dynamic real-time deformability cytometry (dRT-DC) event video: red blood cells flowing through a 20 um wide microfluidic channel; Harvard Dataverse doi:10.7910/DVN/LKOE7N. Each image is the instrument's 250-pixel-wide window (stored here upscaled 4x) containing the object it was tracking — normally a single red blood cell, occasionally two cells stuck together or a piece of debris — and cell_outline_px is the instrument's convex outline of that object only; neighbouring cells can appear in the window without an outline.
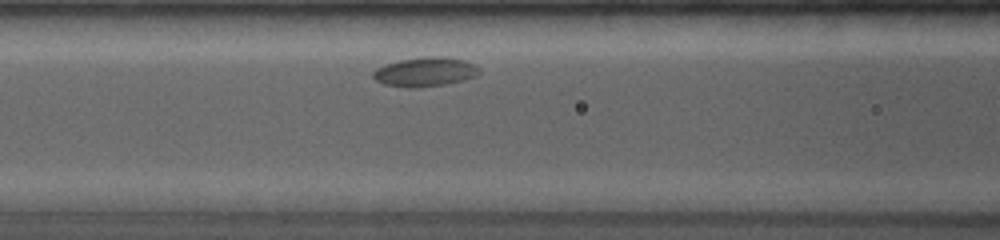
{"species": "common noctule bat (a hibernating species)", "species_latin": "Nyctalus noctula", "temperature_condition": "room temperature", "stored_images_in_passage": 26, "camera_frame_rate_fps": 4000, "um_per_image_px": 0.085, "animal": {"sex": "female", "body_mass_g": 19.0, "forearm_length_mm": 53.3}, "frame": {"image": 1, "passage_image": 15, "time_ms": 2.5, "image_size_px": [1000, 240], "cell_outline_px": [[480, 72], [476, 76], [464, 80], [448, 84], [416, 88], [408, 88], [384, 84], [376, 80], [372, 76], [372, 72], [376, 68], [384, 64], [400, 60], [424, 56], [444, 56], [464, 60], [476, 64], [480, 68]], "centroid_in_image_um": [36.15, 6.1], "position_along_channel_um": 130.4, "area_um2": 18.44}}